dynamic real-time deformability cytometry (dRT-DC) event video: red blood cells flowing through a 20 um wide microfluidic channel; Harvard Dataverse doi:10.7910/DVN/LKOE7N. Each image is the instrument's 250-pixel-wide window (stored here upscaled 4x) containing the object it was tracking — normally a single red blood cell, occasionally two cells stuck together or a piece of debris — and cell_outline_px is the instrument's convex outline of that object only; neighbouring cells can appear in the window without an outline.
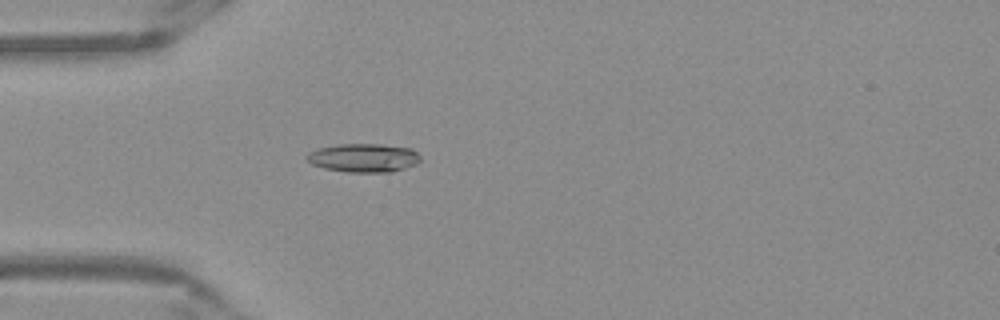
{"species": "Egyptian fruit bat (a non-hibernating species)", "species_latin": "Rousettus aegyptiacus", "temperature_condition": "warm", "stored_images_in_passage": 53, "camera_frame_rate_fps": 3000, "um_per_image_px": 0.085, "frame": {"image": 1, "passage_image": 16, "time_ms": 5.0, "image_size_px": [1000, 320], "cell_outline_px": [[420, 160], [416, 164], [392, 172], [348, 172], [324, 168], [312, 164], [304, 156], [308, 152], [320, 148], [340, 144], [380, 144], [412, 148], [420, 156]], "centroid_in_image_um": [30.91, 13.41], "position_along_channel_um": 54.1, "area_um2": 18.9}}
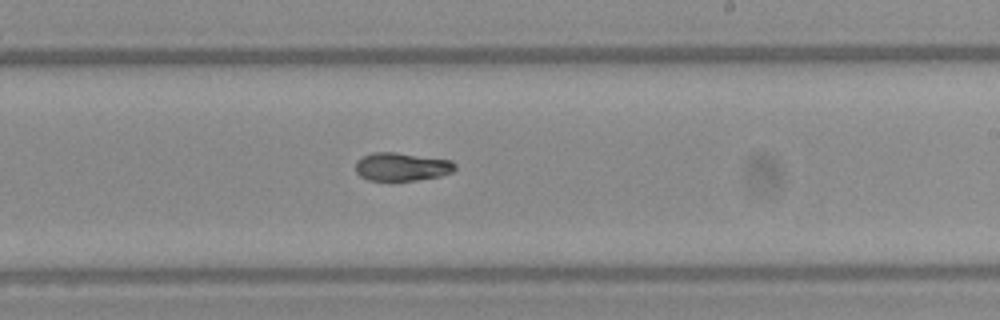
{"frame": {"image": 2, "passage_image": 32, "time_ms": 10.333, "image_size_px": [1000, 320], "cell_outline_px": [[456, 168], [452, 172], [440, 176], [416, 180], [368, 180], [360, 176], [356, 172], [356, 160], [372, 152], [396, 152], [452, 160], [456, 164]], "centroid_in_image_um": [34.16, 14.16], "position_along_channel_um": 254.8, "area_um2": 16.42}}
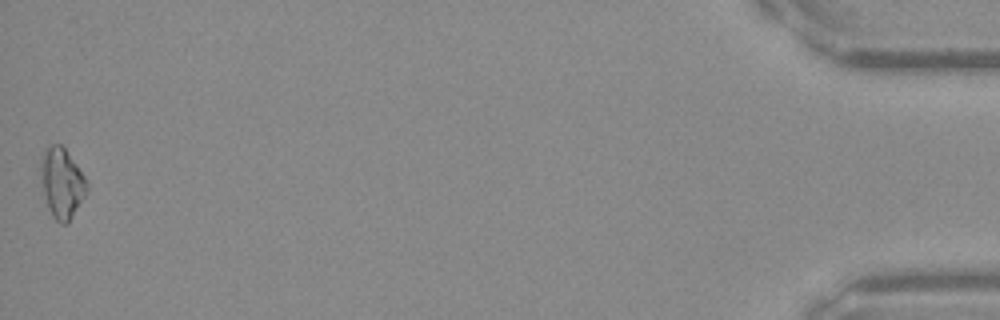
{"frame": {"image": 3, "passage_image": 53, "time_ms": 17.333, "image_size_px": [1000, 320], "cell_outline_px": [[88, 188], [84, 196], [68, 224], [60, 224], [52, 216], [48, 208], [44, 192], [40, 168], [44, 148], [48, 144], [60, 144], [64, 148], [76, 164], [84, 176], [88, 184]], "centroid_in_image_um": [5.25, 15.55], "position_along_channel_um": 429.9, "area_um2": 18.55}, "authors_computed_cell_mechanics": {"area_um2": 17.4556, "velocity_mm_per_s": 3.881, "shape_relaxation_time_tau1_ms": 9.5498, "shape_relaxation_time_tau2_ms": 6.8406, "deformation_change_tau1": 0.2291, "deformation_change_tau2": 0.0699}}